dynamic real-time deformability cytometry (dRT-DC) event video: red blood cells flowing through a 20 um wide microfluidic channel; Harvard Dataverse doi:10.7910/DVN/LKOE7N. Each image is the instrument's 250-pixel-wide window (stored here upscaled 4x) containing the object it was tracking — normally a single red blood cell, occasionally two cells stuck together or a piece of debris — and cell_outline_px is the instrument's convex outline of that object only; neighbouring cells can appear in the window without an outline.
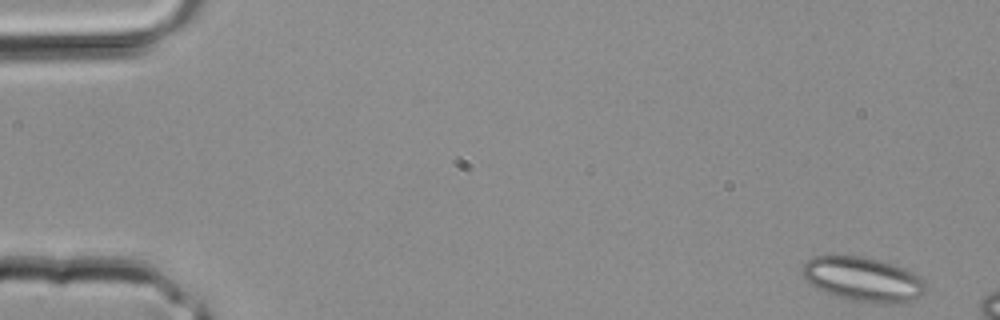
{"species": "common noctule bat (a hibernating species)", "species_latin": "Nyctalus noctula", "temperature_condition": "room temperature", "stored_images_in_passage": 4, "camera_frame_rate_fps": 3000, "um_per_image_px": 0.085, "animal": {"sex": "male", "body_mass_g": 20.4}, "frame": {"image": 1, "passage_image": 1, "time_ms": 0.0, "image_size_px": [1000, 320], "cell_outline_px": [[928, 288], [916, 300], [904, 304], [876, 304], [852, 300], [836, 296], [804, 280], [800, 272], [800, 268], [812, 256], [864, 256], [896, 264], [920, 276], [924, 280]], "centroid_in_image_um": [73.42, 23.75], "position_along_channel_um": 11.6, "area_um2": 32.48}}